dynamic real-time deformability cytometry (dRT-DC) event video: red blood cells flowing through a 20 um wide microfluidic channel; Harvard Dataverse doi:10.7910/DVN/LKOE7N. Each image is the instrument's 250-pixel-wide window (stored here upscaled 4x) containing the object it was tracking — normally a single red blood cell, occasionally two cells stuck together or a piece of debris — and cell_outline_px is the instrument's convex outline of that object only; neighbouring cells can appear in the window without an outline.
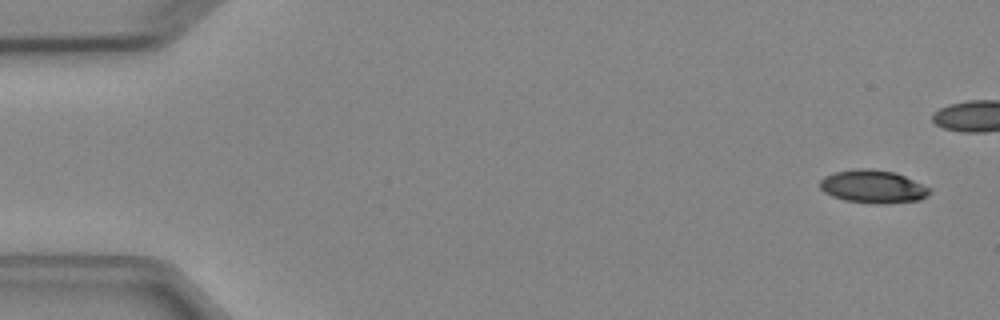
{"species": "Egyptian fruit bat (a non-hibernating species)", "species_latin": "Rousettus aegyptiacus", "temperature_condition": "cold", "stored_images_in_passage": 5, "camera_frame_rate_fps": 3000, "um_per_image_px": 0.085, "animal": {"sex": "female"}, "frame": {"image": 1, "passage_image": 1, "time_ms": 0.0, "image_size_px": [1000, 320], "cell_outline_px": [[932, 192], [928, 196], [920, 200], [880, 204], [876, 204], [844, 200], [832, 196], [824, 192], [820, 188], [820, 180], [824, 176], [836, 172], [860, 168], [868, 168], [896, 172], [932, 188]], "centroid_in_image_um": [74.24, 15.86], "position_along_channel_um": 10.8, "area_um2": 21.27}}